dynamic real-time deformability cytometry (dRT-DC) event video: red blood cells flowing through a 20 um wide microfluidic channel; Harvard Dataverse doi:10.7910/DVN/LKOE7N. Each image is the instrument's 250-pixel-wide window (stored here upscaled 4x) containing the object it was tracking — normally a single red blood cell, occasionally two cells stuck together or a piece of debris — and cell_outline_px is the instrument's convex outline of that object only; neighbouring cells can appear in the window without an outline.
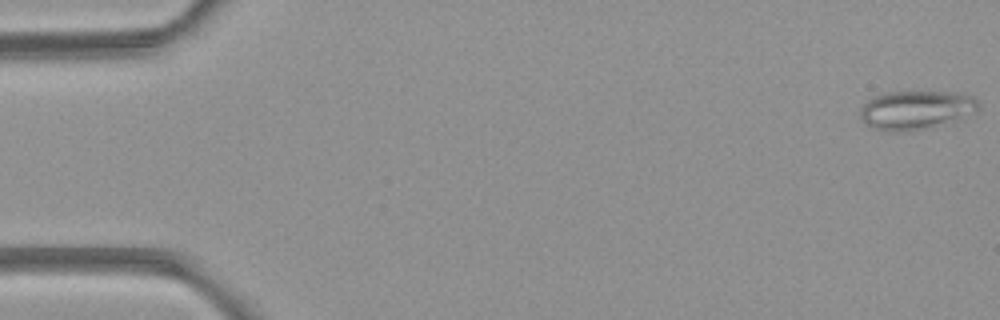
{"species": "common noctule bat (a hibernating species)", "species_latin": "Nyctalus noctula", "temperature_condition": "room temperature", "stored_images_in_passage": 5, "camera_frame_rate_fps": 3000, "um_per_image_px": 0.085, "animal": {"sex": "female", "body_mass_g": 21.9}, "frame": {"image": 1, "passage_image": 1, "time_ms": 0.0, "image_size_px": [1000, 320], "cell_outline_px": [[980, 108], [976, 112], [964, 120], [932, 128], [912, 132], [892, 132], [876, 128], [860, 120], [860, 108], [872, 96], [884, 92], [964, 92], [972, 96], [980, 104]], "centroid_in_image_um": [77.94, 9.37], "position_along_channel_um": 7.1, "area_um2": 27.74}}